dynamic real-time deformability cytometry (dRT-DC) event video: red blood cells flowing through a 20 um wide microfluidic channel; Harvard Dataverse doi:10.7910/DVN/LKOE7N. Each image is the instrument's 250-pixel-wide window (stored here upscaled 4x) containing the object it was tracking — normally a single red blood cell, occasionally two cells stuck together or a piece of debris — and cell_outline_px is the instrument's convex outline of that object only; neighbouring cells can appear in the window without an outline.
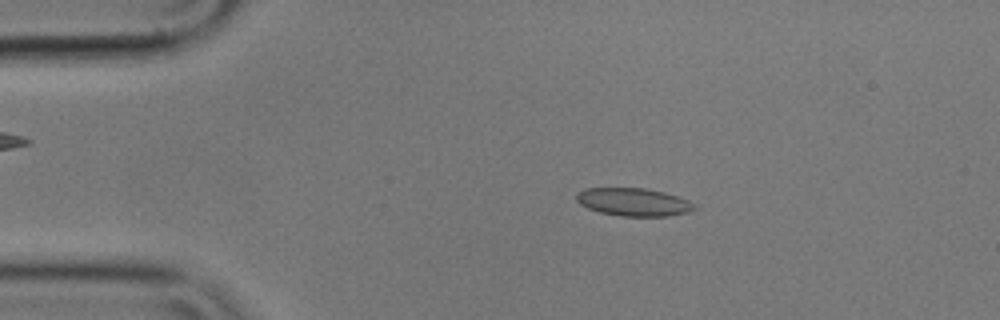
{"species": "common noctule bat (a hibernating species)", "species_latin": "Nyctalus noctula", "temperature_condition": "cold", "stored_images_in_passage": 55, "camera_frame_rate_fps": 3000, "um_per_image_px": 0.085, "animal": {"sex": "male", "body_mass_g": 17.9}, "frame": {"image": 1, "passage_image": 9, "time_ms": 2.667, "image_size_px": [1000, 320], "cell_outline_px": [[696, 208], [688, 212], [668, 216], [620, 216], [600, 212], [588, 208], [580, 204], [576, 200], [576, 196], [584, 188], [644, 188], [664, 192], [688, 200], [696, 204]], "centroid_in_image_um": [53.86, 17.17], "position_along_channel_um": 31.1, "area_um2": 19.13}}
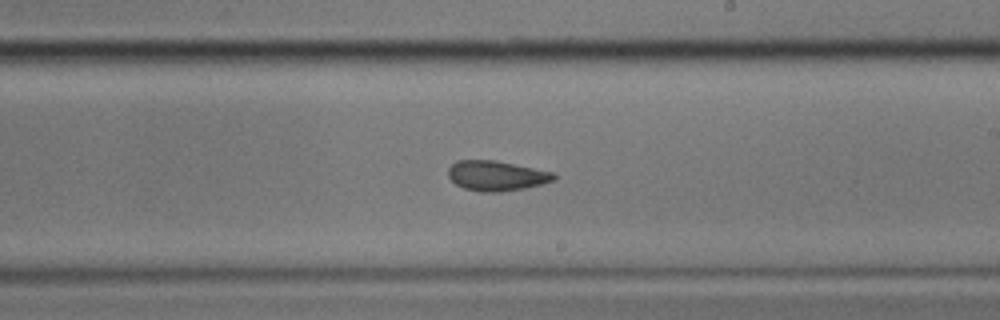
{"frame": {"image": 2, "passage_image": 31, "time_ms": 10.0, "image_size_px": [1000, 320], "cell_outline_px": [[556, 180], [544, 184], [524, 188], [500, 192], [480, 192], [464, 188], [456, 184], [448, 176], [448, 168], [456, 160], [496, 160], [556, 172]], "centroid_in_image_um": [42.24, 14.93], "position_along_channel_um": 246.8, "area_um2": 18.79}}
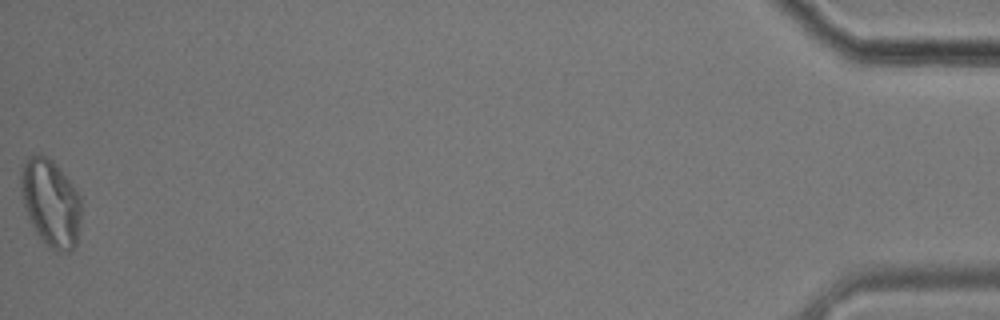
{"frame": {"image": 3, "passage_image": 55, "time_ms": 18.0, "image_size_px": [1000, 320], "cell_outline_px": [[80, 220], [76, 244], [68, 252], [56, 252], [48, 248], [44, 244], [36, 232], [24, 208], [20, 188], [20, 168], [28, 156], [32, 152], [40, 152], [48, 156], [56, 164], [80, 196]], "centroid_in_image_um": [4.27, 17.21], "position_along_channel_um": 430.9, "area_um2": 31.04}, "authors_computed_cell_mechanics": {"area_um2": 19.1318, "velocity_mm_per_s": 3.5253, "shape_relaxation_time_tau1_ms": 11.3587, "shape_relaxation_time_tau2_ms": 2.3853, "deformation_change_tau1": 0.1985, "deformation_change_tau2": 0.0763}}